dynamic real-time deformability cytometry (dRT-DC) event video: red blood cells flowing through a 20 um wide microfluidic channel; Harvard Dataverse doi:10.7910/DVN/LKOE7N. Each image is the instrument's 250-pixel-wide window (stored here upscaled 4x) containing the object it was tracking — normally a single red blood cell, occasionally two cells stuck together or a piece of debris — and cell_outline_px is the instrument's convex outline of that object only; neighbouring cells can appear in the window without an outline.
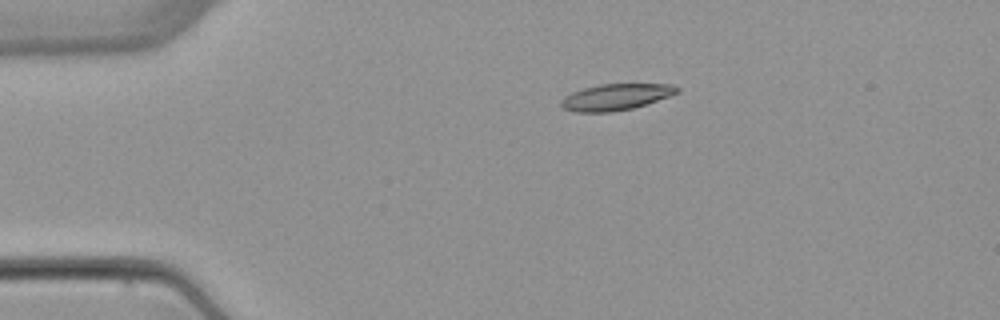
{"species": "common noctule bat (a hibernating species)", "species_latin": "Nyctalus noctula", "temperature_condition": "warm", "stored_images_in_passage": 6, "camera_frame_rate_fps": 3000, "um_per_image_px": 0.085, "animal": {"sex": "female", "body_mass_g": 22.7, "forearm_length_mm": 54.2}, "frame": {"image": 1, "passage_image": 3, "time_ms": 2.667, "image_size_px": [1000, 320], "cell_outline_px": [[680, 92], [632, 108], [612, 112], [576, 112], [564, 108], [560, 104], [560, 100], [564, 96], [572, 92], [584, 88], [600, 84], [672, 84], [680, 88]], "centroid_in_image_um": [52.32, 8.24], "position_along_channel_um": 32.7, "area_um2": 17.63}}
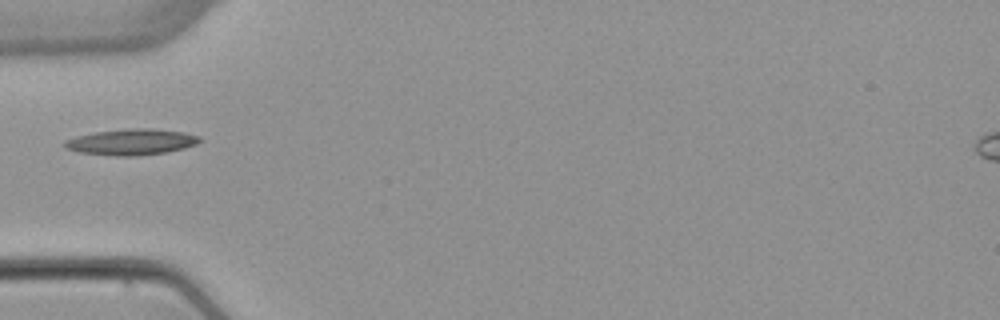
{"frame": {"image": 2, "passage_image": 5, "time_ms": 5.0, "image_size_px": [1000, 320], "cell_outline_px": [[200, 140], [196, 144], [184, 148], [168, 152], [136, 156], [116, 156], [80, 152], [64, 148], [64, 140], [76, 136], [96, 132], [128, 128], [152, 128], [184, 132], [200, 136]], "centroid_in_image_um": [11.17, 12.06], "position_along_channel_um": 73.8, "area_um2": 20.52}}
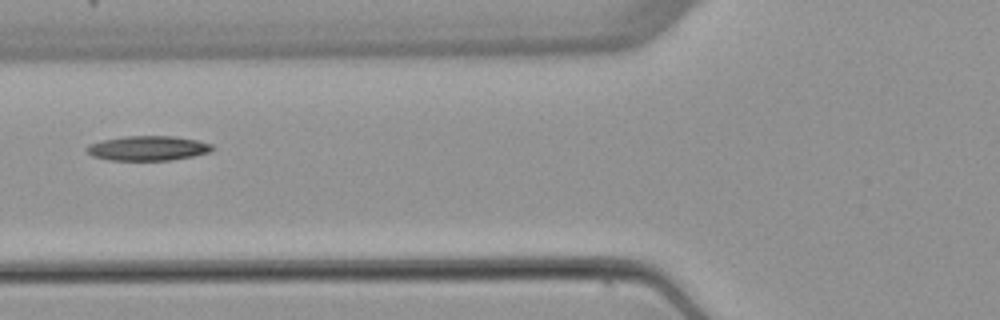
{"frame": {"image": 3, "passage_image": 6, "time_ms": 6.0, "image_size_px": [1000, 320], "cell_outline_px": [[212, 148], [208, 152], [192, 156], [172, 160], [108, 160], [92, 156], [84, 148], [88, 144], [104, 140], [124, 136], [172, 136], [196, 140], [212, 144]], "centroid_in_image_um": [12.52, 12.6], "position_along_channel_um": 113.3, "area_um2": 17.92}}